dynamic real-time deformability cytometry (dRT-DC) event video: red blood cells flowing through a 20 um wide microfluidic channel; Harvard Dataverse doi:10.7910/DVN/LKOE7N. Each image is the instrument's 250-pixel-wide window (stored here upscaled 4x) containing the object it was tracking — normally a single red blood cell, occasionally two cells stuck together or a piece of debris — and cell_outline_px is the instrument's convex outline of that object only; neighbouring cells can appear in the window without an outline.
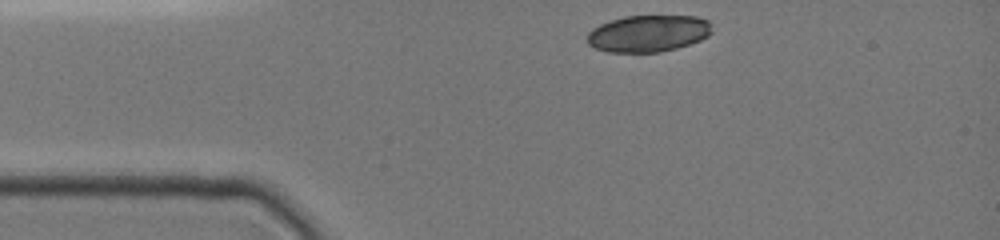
{"species": "common noctule bat (a hibernating species)", "species_latin": "Nyctalus noctula", "temperature_condition": "cold", "stored_images_in_passage": 33, "camera_frame_rate_fps": 3000, "um_per_image_px": 0.085, "animal": {"sex": "female", "body_mass_g": 19.0, "forearm_length_mm": 51.5}, "frame": {"image": 1, "passage_image": 1, "time_ms": 0.0, "image_size_px": [1000, 240], "cell_outline_px": [[712, 32], [708, 36], [700, 40], [676, 48], [660, 52], [608, 52], [596, 48], [588, 44], [588, 32], [592, 28], [600, 24], [624, 16], [696, 16], [708, 20]], "centroid_in_image_um": [55.1, 2.84], "position_along_channel_um": 29.9, "area_um2": 26.65}}